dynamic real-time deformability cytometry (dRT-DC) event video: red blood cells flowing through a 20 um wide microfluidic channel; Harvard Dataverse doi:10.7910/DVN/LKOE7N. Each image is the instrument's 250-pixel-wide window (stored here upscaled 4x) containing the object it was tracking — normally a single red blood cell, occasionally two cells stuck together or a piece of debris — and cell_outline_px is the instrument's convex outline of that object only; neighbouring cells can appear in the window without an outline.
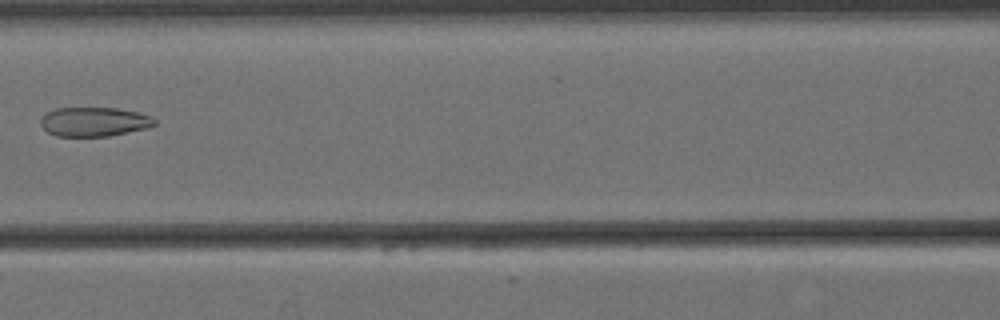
{"species": "Egyptian fruit bat (a non-hibernating species)", "species_latin": "Rousettus aegyptiacus", "temperature_condition": "cold", "stored_images_in_passage": 6, "camera_frame_rate_fps": 3000, "um_per_image_px": 0.085, "animal": {"sex": "female"}, "frame": {"image": 1, "passage_image": 6, "time_ms": 1.667, "image_size_px": [1000, 320], "cell_outline_px": [[156, 124], [148, 128], [108, 136], [56, 136], [48, 132], [40, 124], [40, 120], [44, 112], [56, 108], [116, 108], [140, 112], [152, 116], [156, 120]], "centroid_in_image_um": [8.01, 10.34], "position_along_channel_um": 158.6, "area_um2": 19.59}}